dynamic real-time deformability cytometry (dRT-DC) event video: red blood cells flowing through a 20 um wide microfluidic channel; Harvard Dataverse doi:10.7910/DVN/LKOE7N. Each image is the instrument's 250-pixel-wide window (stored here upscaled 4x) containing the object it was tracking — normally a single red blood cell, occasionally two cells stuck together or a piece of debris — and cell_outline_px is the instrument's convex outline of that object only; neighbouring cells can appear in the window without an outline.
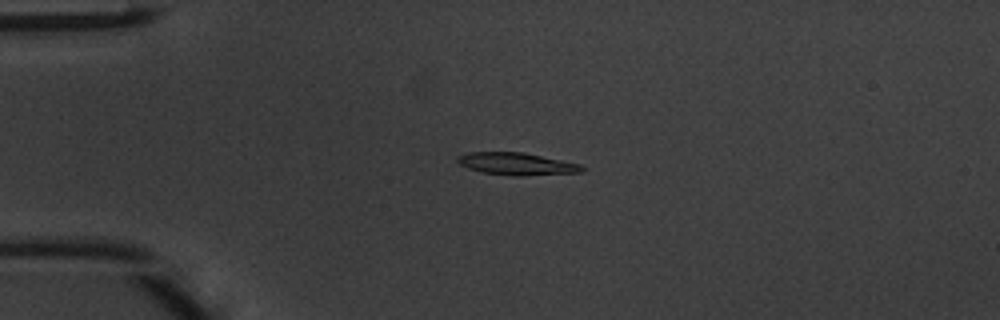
{"species": "common noctule bat (a hibernating species)", "species_latin": "Nyctalus noctula", "temperature_condition": "warm", "stored_images_in_passage": 48, "camera_frame_rate_fps": 3000, "um_per_image_px": 0.085, "animal": {"sex": "male", "body_mass_g": 20.1, "forearm_length_mm": 53.5}, "frame": {"image": 1, "passage_image": 12, "time_ms": 3.667, "image_size_px": [1000, 320], "cell_outline_px": [[584, 172], [484, 172], [468, 168], [460, 164], [456, 160], [456, 156], [468, 152], [524, 152], [580, 164], [584, 168]], "centroid_in_image_um": [43.81, 13.84], "position_along_channel_um": 41.2, "area_um2": 14.62}}
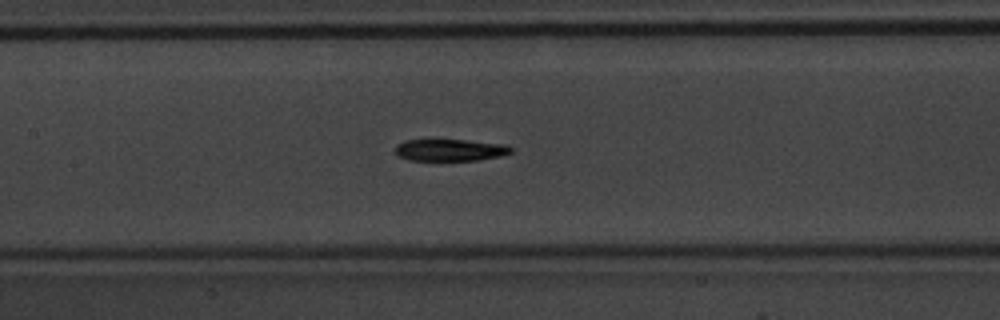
{"frame": {"image": 2, "passage_image": 23, "time_ms": 7.333, "image_size_px": [1000, 320], "cell_outline_px": [[512, 152], [500, 156], [476, 160], [408, 160], [400, 156], [396, 152], [396, 144], [404, 140], [464, 140], [504, 144], [512, 148]], "centroid_in_image_um": [38.25, 12.75], "position_along_channel_um": 169.2, "area_um2": 14.57}}
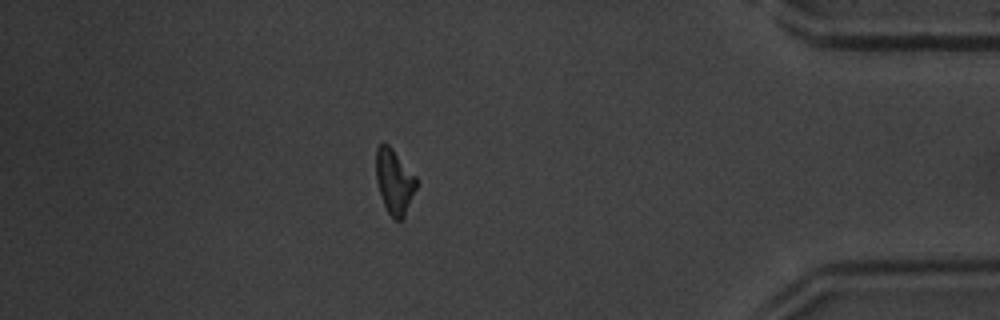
{"frame": {"image": 3, "passage_image": 42, "time_ms": 13.667, "image_size_px": [1000, 320], "cell_outline_px": [[416, 188], [404, 216], [400, 220], [396, 220], [388, 212], [384, 204], [376, 180], [376, 148], [380, 144], [388, 144], [392, 148], [416, 176]], "centroid_in_image_um": [33.51, 15.4], "position_along_channel_um": 401.7, "area_um2": 14.91}, "authors_computed_cell_mechanics": {"area_um2": 15.5482, "velocity_mm_per_s": 4.2529, "shape_relaxation_time_tau1_ms": 2.564, "shape_relaxation_time_tau2_ms": null, "deformation_change_tau1": 0.1513, "deformation_change_tau2": null}}